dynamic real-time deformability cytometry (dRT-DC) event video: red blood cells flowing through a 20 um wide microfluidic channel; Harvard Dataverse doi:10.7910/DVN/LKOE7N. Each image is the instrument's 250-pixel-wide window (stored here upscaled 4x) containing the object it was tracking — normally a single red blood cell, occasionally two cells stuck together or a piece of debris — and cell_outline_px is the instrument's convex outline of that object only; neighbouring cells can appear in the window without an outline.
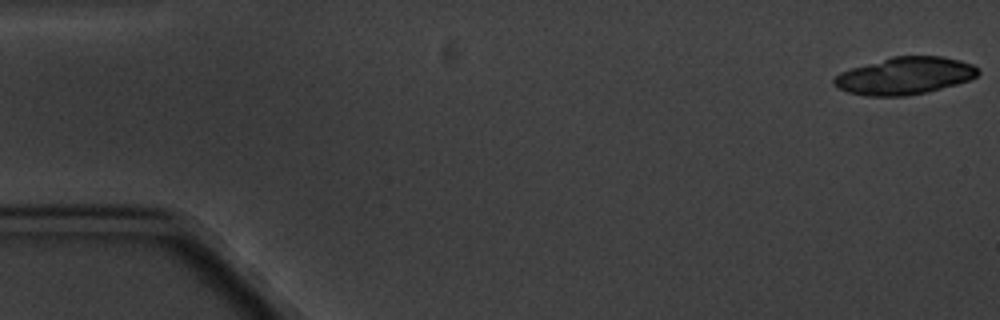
{"species": "common noctule bat (a hibernating species)", "species_latin": "Nyctalus noctula", "temperature_condition": "cold", "stored_images_in_passage": 5, "camera_frame_rate_fps": 3000, "um_per_image_px": 0.085, "animal": {"sex": "male", "body_mass_g": 20.1, "forearm_length_mm": 53.5}, "frame": {"image": 1, "passage_image": 1, "time_ms": 0.0, "image_size_px": [1000, 320], "cell_outline_px": [[980, 72], [976, 76], [968, 80], [956, 84], [924, 92], [904, 96], [864, 96], [848, 92], [832, 84], [832, 80], [840, 72], [852, 68], [892, 56], [944, 56], [960, 60], [972, 64], [980, 68]], "centroid_in_image_um": [76.91, 6.43], "position_along_channel_um": 8.1, "area_um2": 31.15}}